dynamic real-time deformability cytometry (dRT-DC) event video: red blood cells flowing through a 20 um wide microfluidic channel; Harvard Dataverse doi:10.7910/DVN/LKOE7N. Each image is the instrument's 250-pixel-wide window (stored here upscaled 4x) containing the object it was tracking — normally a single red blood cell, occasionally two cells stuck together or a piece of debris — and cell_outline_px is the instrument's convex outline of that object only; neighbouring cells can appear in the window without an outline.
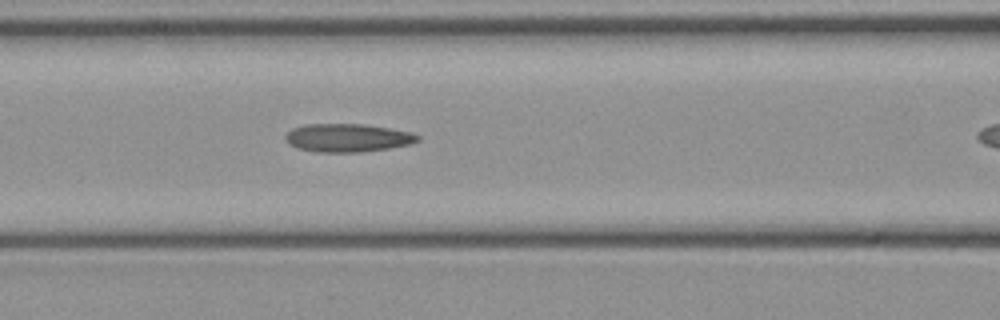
{"species": "common noctule bat (a hibernating species)", "species_latin": "Nyctalus noctula", "temperature_condition": "cold", "stored_images_in_passage": 15, "camera_frame_rate_fps": 3000, "um_per_image_px": 0.085, "animal": {"sex": "female", "body_mass_g": 21.9}, "frame": {"image": 1, "passage_image": 11, "time_ms": 3.333, "image_size_px": [1000, 320], "cell_outline_px": [[420, 140], [408, 144], [388, 148], [356, 152], [316, 152], [296, 148], [288, 144], [284, 136], [292, 128], [304, 124], [364, 124], [392, 128], [412, 132], [420, 136]], "centroid_in_image_um": [29.52, 11.7], "position_along_channel_um": 137.1, "area_um2": 21.85}}